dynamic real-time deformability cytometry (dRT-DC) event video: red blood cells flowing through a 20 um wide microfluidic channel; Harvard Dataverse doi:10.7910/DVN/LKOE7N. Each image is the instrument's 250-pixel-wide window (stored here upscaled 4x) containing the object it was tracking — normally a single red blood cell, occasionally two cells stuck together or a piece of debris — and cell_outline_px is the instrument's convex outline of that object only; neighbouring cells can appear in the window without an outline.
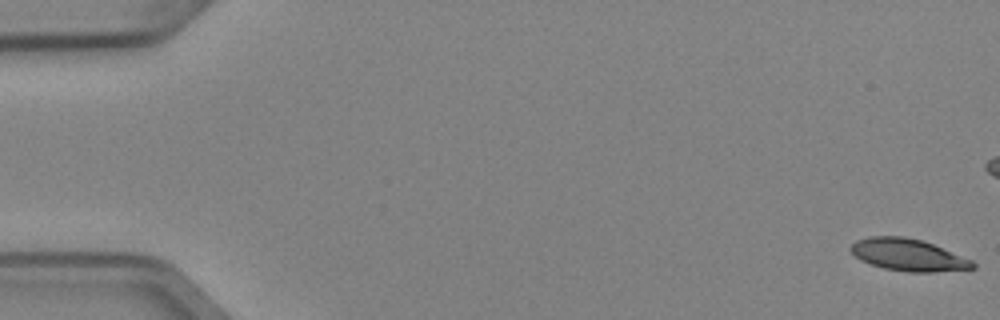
{"species": "Egyptian fruit bat (a non-hibernating species)", "species_latin": "Rousettus aegyptiacus", "temperature_condition": "cold", "stored_images_in_passage": 53, "camera_frame_rate_fps": 3000, "um_per_image_px": 0.085, "animal": {"sex": "female"}, "frame": {"image": 1, "passage_image": 1, "time_ms": 0.0, "image_size_px": [1000, 320], "cell_outline_px": [[976, 268], [936, 272], [908, 272], [884, 268], [860, 260], [848, 248], [856, 240], [868, 236], [904, 236], [920, 240], [932, 244], [972, 260], [976, 264]], "centroid_in_image_um": [77.18, 21.66], "position_along_channel_um": 7.8, "area_um2": 22.66}}
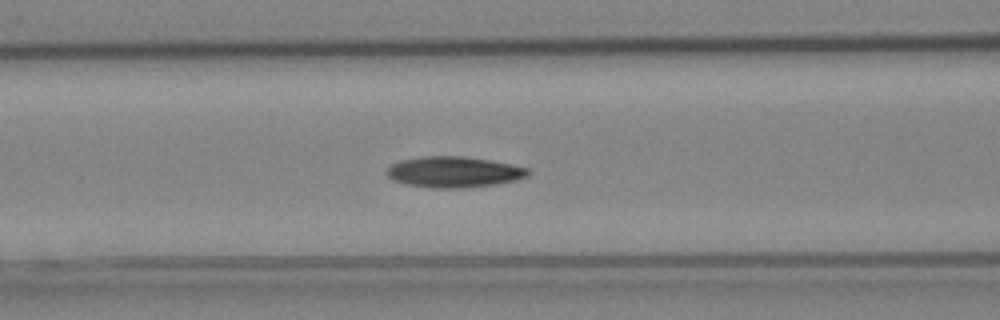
{"frame": {"image": 2, "passage_image": 22, "time_ms": 7.0, "image_size_px": [1000, 320], "cell_outline_px": [[532, 172], [528, 176], [516, 180], [496, 184], [464, 188], [432, 188], [408, 184], [392, 180], [384, 172], [392, 164], [400, 160], [424, 156], [464, 156], [512, 164], [528, 168]], "centroid_in_image_um": [38.59, 14.62], "position_along_channel_um": 128.0, "area_um2": 25.55}}
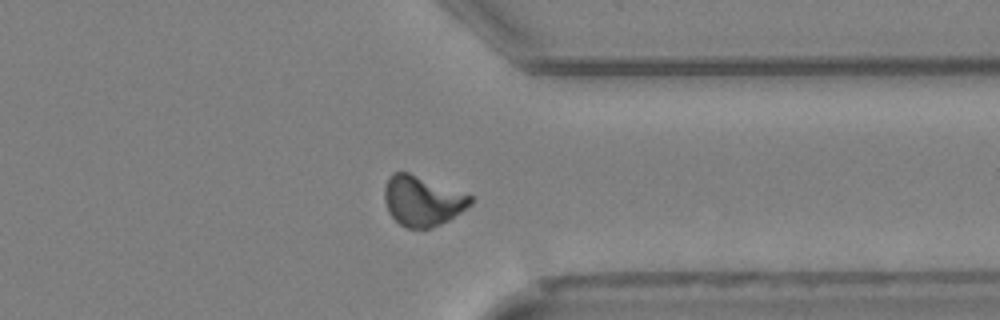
{"frame": {"image": 3, "passage_image": 41, "time_ms": 13.333, "image_size_px": [1000, 320], "cell_outline_px": [[472, 204], [448, 220], [432, 228], [408, 228], [400, 224], [388, 212], [384, 200], [384, 184], [388, 176], [392, 172], [408, 172], [472, 196]], "centroid_in_image_um": [35.85, 17.07], "position_along_channel_um": 375.5, "area_um2": 24.91}, "authors_computed_cell_mechanics": {"area_um2": 23.9292, "velocity_mm_per_s": 3.9453, "shape_relaxation_time_tau1_ms": 7.3031, "shape_relaxation_time_tau2_ms": 7.8576, "deformation_change_tau1": 0.1919, "deformation_change_tau2": 0.1358}}